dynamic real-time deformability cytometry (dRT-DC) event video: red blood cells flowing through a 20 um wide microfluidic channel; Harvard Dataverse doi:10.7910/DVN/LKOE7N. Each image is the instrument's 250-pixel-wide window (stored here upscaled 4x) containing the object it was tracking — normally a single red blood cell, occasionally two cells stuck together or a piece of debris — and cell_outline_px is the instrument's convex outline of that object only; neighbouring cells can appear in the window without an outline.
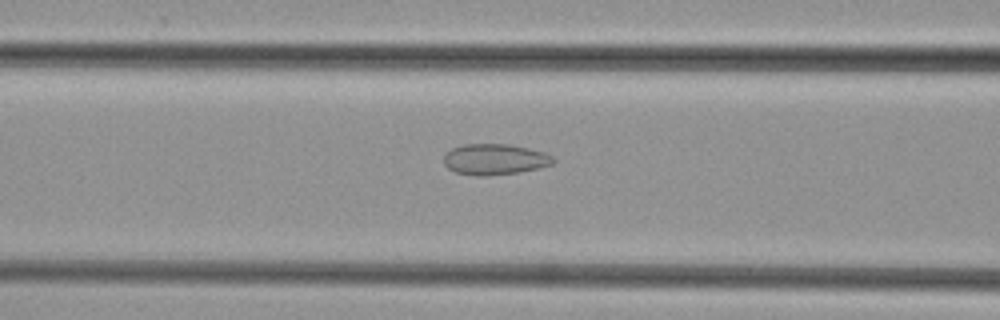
{"species": "common noctule bat (a hibernating species)", "species_latin": "Nyctalus noctula", "temperature_condition": "cold", "stored_images_in_passage": 30, "camera_frame_rate_fps": 3000, "um_per_image_px": 0.085, "animal": {"sex": "female", "body_mass_g": 29.2, "forearm_length_mm": 56.3}, "frame": {"image": 1, "passage_image": 7, "time_ms": 2.0, "image_size_px": [1000, 320], "cell_outline_px": [[556, 160], [552, 164], [540, 168], [520, 172], [488, 176], [476, 176], [456, 172], [448, 168], [444, 164], [444, 156], [452, 148], [464, 144], [508, 144], [528, 148], [544, 152], [552, 156]], "centroid_in_image_um": [42.07, 13.55], "position_along_channel_um": 124.5, "area_um2": 19.77}}
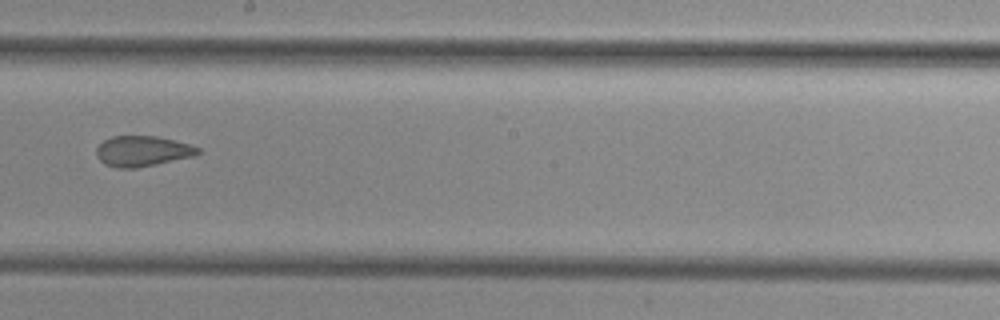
{"frame": {"image": 2, "passage_image": 15, "time_ms": 4.667, "image_size_px": [1000, 320], "cell_outline_px": [[200, 152], [196, 156], [136, 168], [116, 168], [104, 164], [96, 156], [96, 148], [104, 140], [112, 136], [156, 136], [188, 144], [200, 148]], "centroid_in_image_um": [12.09, 12.85], "position_along_channel_um": 236.1, "area_um2": 18.03}}
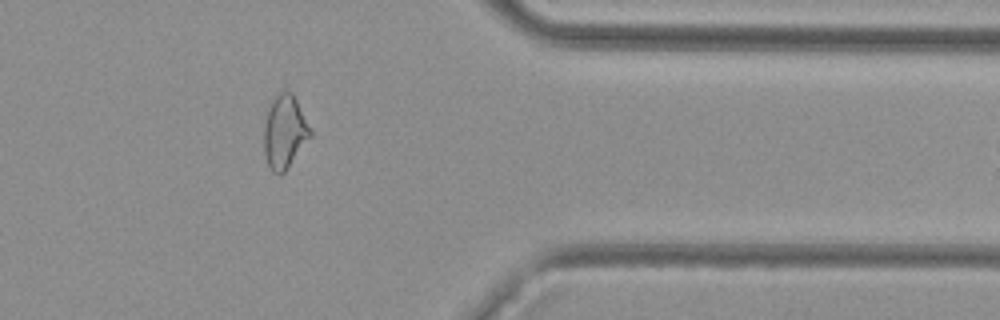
{"frame": {"image": 3, "passage_image": 27, "time_ms": 8.667, "image_size_px": [1000, 320], "cell_outline_px": [[312, 136], [284, 172], [280, 176], [272, 172], [268, 168], [264, 152], [264, 124], [268, 108], [272, 100], [280, 92], [292, 92], [312, 132]], "centroid_in_image_um": [24.17, 11.25], "position_along_channel_um": 387.2, "area_um2": 19.71}}